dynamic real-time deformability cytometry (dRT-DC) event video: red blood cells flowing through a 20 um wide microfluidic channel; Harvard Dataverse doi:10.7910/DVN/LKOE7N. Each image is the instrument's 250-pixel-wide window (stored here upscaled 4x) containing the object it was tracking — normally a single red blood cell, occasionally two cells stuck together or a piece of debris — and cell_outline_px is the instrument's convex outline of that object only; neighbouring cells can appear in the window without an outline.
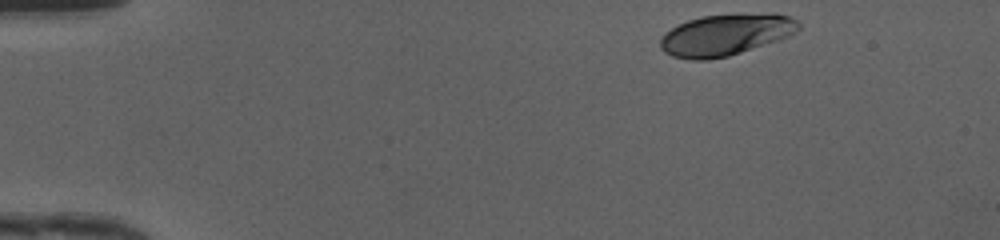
{"species": "human", "species_latin": "Homo sapiens", "temperature_condition": "cold", "stored_images_in_passage": 36, "camera_frame_rate_fps": 3000, "um_per_image_px": 0.085, "donor": {"sex": "female"}, "frame": {"image": 1, "passage_image": 1, "time_ms": 0.0, "image_size_px": [1000, 240], "cell_outline_px": [[800, 28], [796, 32], [788, 36], [728, 56], [708, 60], [692, 60], [672, 56], [664, 52], [660, 48], [660, 40], [672, 28], [688, 20], [700, 16], [740, 12], [776, 12], [792, 16], [800, 24]], "centroid_in_image_um": [61.73, 2.91], "position_along_channel_um": 23.3, "area_um2": 33.81}}
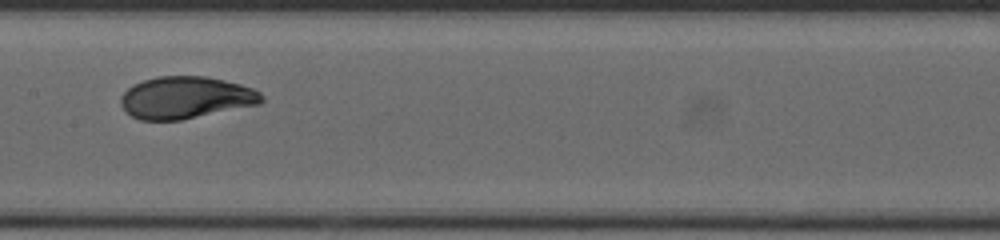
{"frame": {"image": 2, "passage_image": 20, "time_ms": 6.333, "image_size_px": [1000, 240], "cell_outline_px": [[264, 100], [260, 104], [180, 120], [140, 120], [132, 116], [120, 104], [120, 96], [132, 84], [144, 80], [160, 76], [204, 76], [224, 80], [240, 84], [252, 88], [260, 92], [264, 96]], "centroid_in_image_um": [15.79, 8.29], "position_along_channel_um": 191.6, "area_um2": 34.51}}
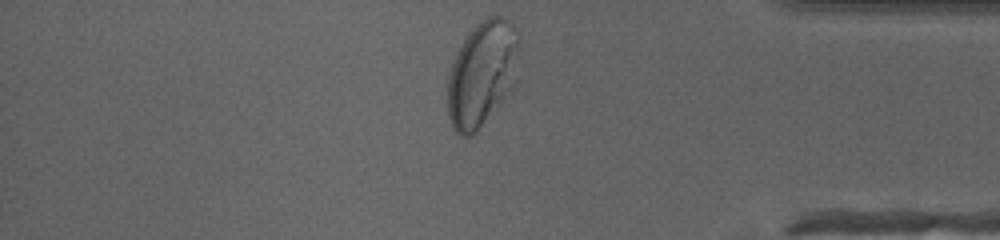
{"frame": {"image": 3, "passage_image": 36, "time_ms": 11.667, "image_size_px": [1000, 240], "cell_outline_px": [[520, 40], [516, 80], [504, 96], [476, 132], [472, 136], [460, 136], [452, 128], [448, 116], [448, 76], [452, 64], [468, 32], [480, 20], [488, 16], [500, 16], [512, 20]], "centroid_in_image_um": [40.98, 6.22], "position_along_channel_um": 394.2, "area_um2": 43.7}, "authors_computed_cell_mechanics": {"area_um2": 34.3043, "velocity_mm_per_s": 4.1799, "shape_relaxation_time_tau1_ms": 4.4818, "shape_relaxation_time_tau2_ms": null, "deformation_change_tau1": 0.1999, "deformation_change_tau2": null}}